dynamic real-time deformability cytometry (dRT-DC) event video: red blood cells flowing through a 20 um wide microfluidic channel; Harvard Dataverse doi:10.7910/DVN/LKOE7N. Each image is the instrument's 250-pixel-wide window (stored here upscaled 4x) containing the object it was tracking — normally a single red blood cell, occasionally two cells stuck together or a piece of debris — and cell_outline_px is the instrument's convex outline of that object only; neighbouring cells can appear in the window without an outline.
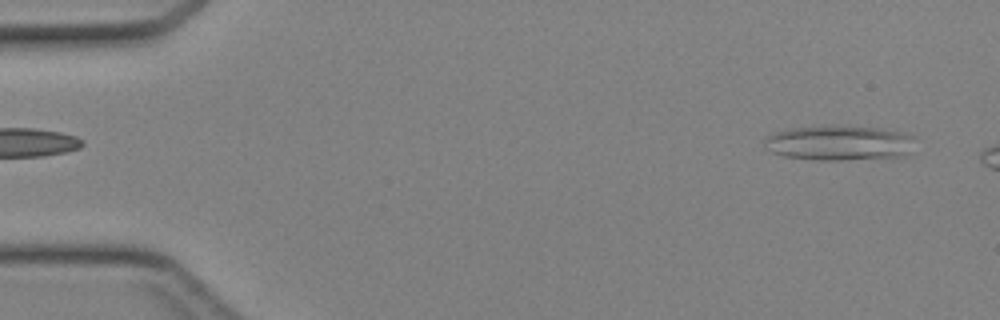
{"species": "Egyptian fruit bat (a non-hibernating species)", "species_latin": "Rousettus aegyptiacus", "temperature_condition": "cold", "stored_images_in_passage": 6, "camera_frame_rate_fps": 3000, "um_per_image_px": 0.085, "animal": {"sex": "female"}, "frame": {"image": 1, "passage_image": 1, "time_ms": 0.0, "image_size_px": [1000, 320], "cell_outline_px": [[912, 156], [840, 160], [816, 160], [784, 156], [772, 152], [764, 148], [764, 136], [772, 132], [792, 128], [832, 124], [836, 124], [880, 128], [904, 132], [912, 136]], "centroid_in_image_um": [71.32, 12.13], "position_along_channel_um": 13.7, "area_um2": 31.62}}